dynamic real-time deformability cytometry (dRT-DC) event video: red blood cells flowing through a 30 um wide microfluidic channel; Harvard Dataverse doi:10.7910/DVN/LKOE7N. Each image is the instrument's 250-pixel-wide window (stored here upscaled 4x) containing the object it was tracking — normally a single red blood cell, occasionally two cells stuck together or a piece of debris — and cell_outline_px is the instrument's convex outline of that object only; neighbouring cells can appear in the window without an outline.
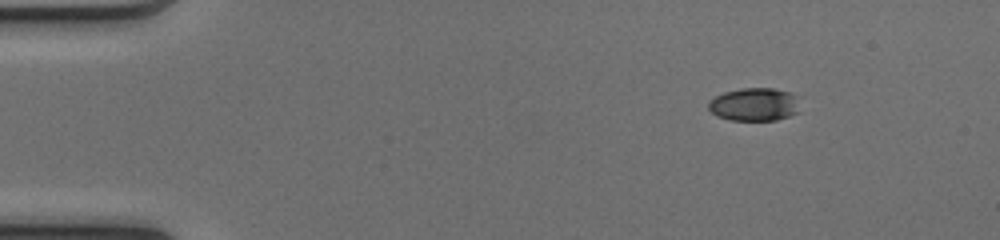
{"species": "common noctule bat (a hibernating species)", "species_latin": "Nyctalus noctula", "temperature_condition": "cold", "stored_images_in_passage": 45, "camera_frame_rate_fps": 3000, "um_per_image_px": 0.085, "animal": {"sex": "female", "body_mass_g": 17.0, "forearm_length_mm": 48.0}, "frame": {"image": 1, "passage_image": 1, "time_ms": 0.0, "image_size_px": [1000, 240], "cell_outline_px": [[800, 112], [776, 120], [728, 120], [716, 116], [708, 108], [708, 100], [724, 92], [740, 88], [772, 88], [788, 92], [796, 96]], "centroid_in_image_um": [64.09, 8.88], "position_along_channel_um": 20.9, "area_um2": 17.74}}
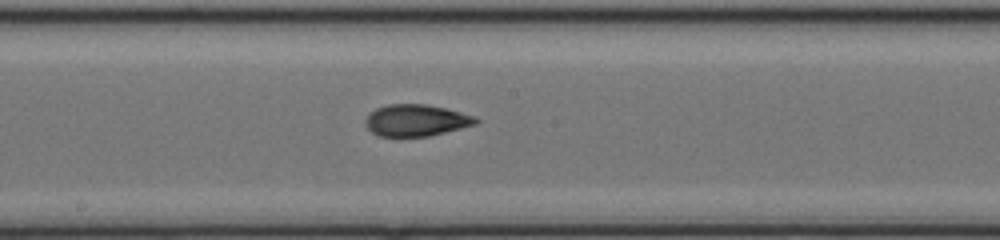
{"frame": {"image": 2, "passage_image": 22, "time_ms": 7.0, "image_size_px": [1000, 240], "cell_outline_px": [[480, 120], [476, 124], [428, 136], [380, 136], [372, 132], [364, 124], [364, 120], [368, 112], [376, 108], [388, 104], [424, 104], [444, 108], [476, 116]], "centroid_in_image_um": [35.33, 10.22], "position_along_channel_um": 212.9, "area_um2": 20.35}}
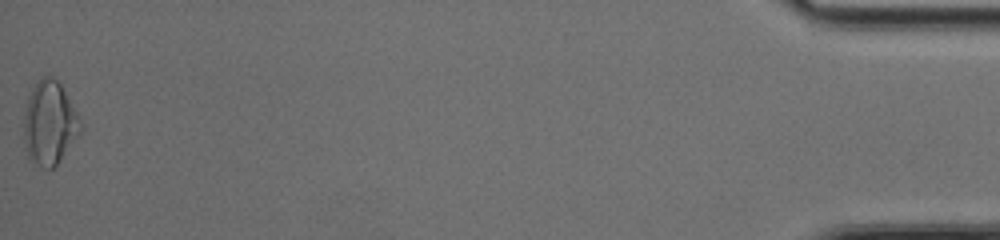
{"frame": {"image": 3, "passage_image": 45, "time_ms": 14.667, "image_size_px": [1000, 240], "cell_outline_px": [[84, 128], [56, 164], [52, 168], [44, 168], [32, 160], [28, 156], [24, 140], [24, 112], [28, 96], [32, 88], [44, 76], [52, 76], [60, 84], [80, 116]], "centroid_in_image_um": [4.23, 10.44], "position_along_channel_um": 431.0, "area_um2": 27.34}, "authors_computed_cell_mechanics": {"area_um2": 20.4034, "velocity_mm_per_s": 4.1431, "shape_relaxation_time_tau1_ms": 10.7837, "shape_relaxation_time_tau2_ms": 2.6932, "deformation_change_tau1": 0.2722, "deformation_change_tau2": 0.0965}}